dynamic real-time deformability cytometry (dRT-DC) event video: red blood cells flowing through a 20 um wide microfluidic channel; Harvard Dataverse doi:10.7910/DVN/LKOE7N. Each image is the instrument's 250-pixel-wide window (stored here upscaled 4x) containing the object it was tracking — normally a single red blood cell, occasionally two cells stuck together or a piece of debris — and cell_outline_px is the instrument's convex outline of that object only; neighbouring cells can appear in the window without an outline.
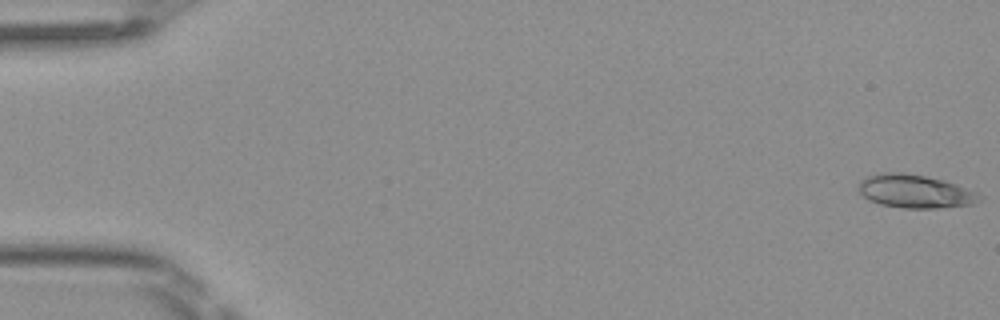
{"species": "Egyptian fruit bat (a non-hibernating species)", "species_latin": "Rousettus aegyptiacus", "temperature_condition": "room temperature", "stored_images_in_passage": 11, "camera_frame_rate_fps": 3000, "um_per_image_px": 0.085, "frame": {"image": 1, "passage_image": 1, "time_ms": 0.0, "image_size_px": [1000, 320], "cell_outline_px": [[984, 196], [980, 200], [972, 204], [936, 208], [904, 208], [880, 204], [868, 200], [856, 188], [860, 180], [864, 176], [880, 172], [904, 172], [944, 180], [956, 184], [976, 192]], "centroid_in_image_um": [77.73, 16.25], "position_along_channel_um": 7.3, "area_um2": 23.7}}